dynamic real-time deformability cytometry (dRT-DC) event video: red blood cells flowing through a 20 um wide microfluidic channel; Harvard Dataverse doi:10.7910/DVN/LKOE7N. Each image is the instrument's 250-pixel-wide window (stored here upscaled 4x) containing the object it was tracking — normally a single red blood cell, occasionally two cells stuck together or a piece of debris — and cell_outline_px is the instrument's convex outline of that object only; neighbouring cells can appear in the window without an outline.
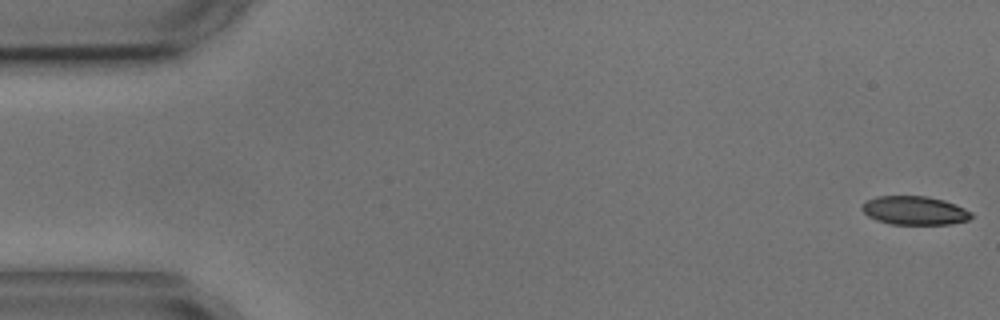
{"species": "common noctule bat (a hibernating species)", "species_latin": "Nyctalus noctula", "temperature_condition": "cold", "stored_images_in_passage": 5, "camera_frame_rate_fps": 3000, "um_per_image_px": 0.085, "animal": {"sex": "male", "body_mass_g": 17.9, "forearm_length_mm": 54.2}, "frame": {"image": 1, "passage_image": 1, "time_ms": 0.0, "image_size_px": [1000, 320], "cell_outline_px": [[972, 216], [968, 220], [948, 224], [892, 224], [876, 220], [868, 216], [860, 208], [868, 200], [876, 196], [928, 196], [944, 200], [956, 204], [972, 212]], "centroid_in_image_um": [77.75, 17.89], "position_along_channel_um": 7.3, "area_um2": 18.21}}
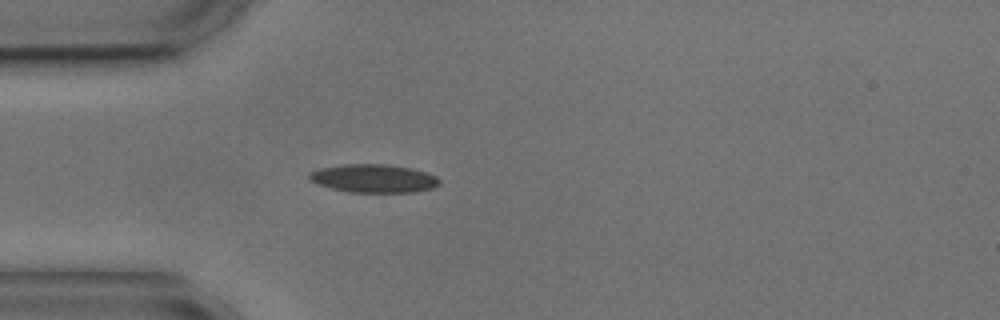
{"frame": {"image": 2, "passage_image": 5, "time_ms": 4.667, "image_size_px": [1000, 320], "cell_outline_px": [[440, 184], [432, 188], [416, 192], [348, 192], [316, 184], [308, 176], [308, 172], [320, 168], [344, 164], [384, 164], [408, 168], [424, 172], [436, 176], [440, 180]], "centroid_in_image_um": [31.74, 15.17], "position_along_channel_um": 53.3, "area_um2": 21.33}}